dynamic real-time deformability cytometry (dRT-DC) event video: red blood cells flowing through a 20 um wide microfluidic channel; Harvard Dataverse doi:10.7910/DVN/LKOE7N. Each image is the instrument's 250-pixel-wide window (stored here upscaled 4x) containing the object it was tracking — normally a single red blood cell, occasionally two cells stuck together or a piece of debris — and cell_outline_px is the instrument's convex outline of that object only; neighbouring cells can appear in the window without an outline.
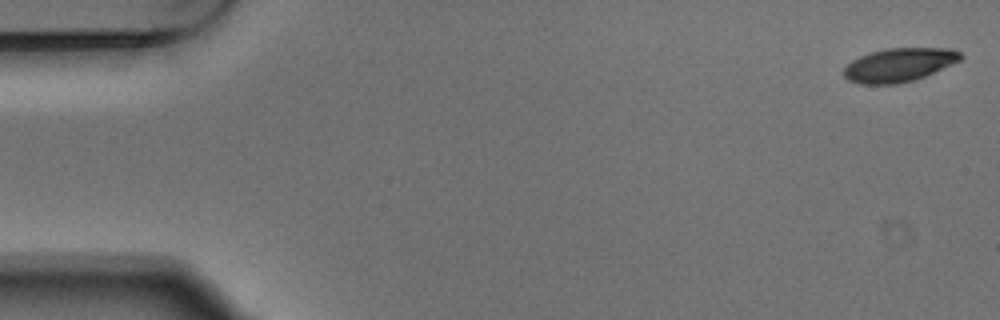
{"species": "Egyptian fruit bat (a non-hibernating species)", "species_latin": "Rousettus aegyptiacus", "temperature_condition": "warm", "stored_images_in_passage": 4, "camera_frame_rate_fps": 3000, "um_per_image_px": 0.085, "animal": {"sex": "male"}, "frame": {"image": 1, "passage_image": 1, "time_ms": 0.0, "image_size_px": [1000, 320], "cell_outline_px": [[964, 56], [960, 60], [952, 64], [924, 76], [912, 80], [896, 84], [860, 84], [848, 80], [844, 76], [844, 68], [852, 60], [860, 56], [884, 48], [952, 48], [960, 52]], "centroid_in_image_um": [76.42, 5.51], "position_along_channel_um": 8.6, "area_um2": 22.77}}
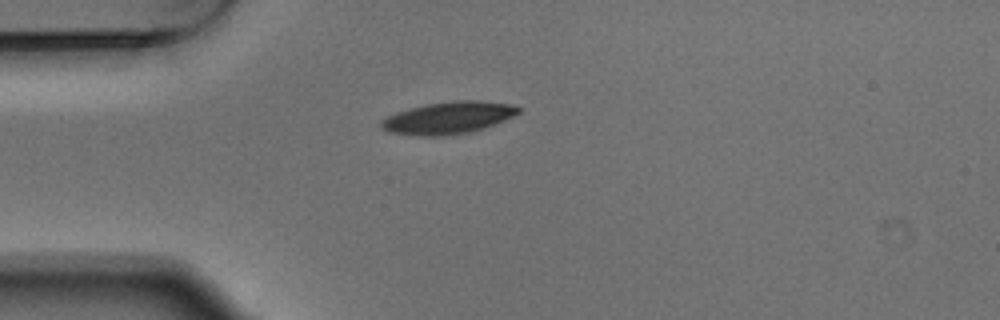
{"frame": {"image": 2, "passage_image": 4, "time_ms": 1.0, "image_size_px": [1000, 320], "cell_outline_px": [[520, 112], [504, 120], [484, 128], [468, 132], [440, 136], [416, 136], [388, 132], [380, 128], [380, 120], [396, 112], [428, 104], [452, 100], [480, 100], [512, 104], [520, 108]], "centroid_in_image_um": [38.08, 10.01], "position_along_channel_um": 46.9, "area_um2": 25.66}}